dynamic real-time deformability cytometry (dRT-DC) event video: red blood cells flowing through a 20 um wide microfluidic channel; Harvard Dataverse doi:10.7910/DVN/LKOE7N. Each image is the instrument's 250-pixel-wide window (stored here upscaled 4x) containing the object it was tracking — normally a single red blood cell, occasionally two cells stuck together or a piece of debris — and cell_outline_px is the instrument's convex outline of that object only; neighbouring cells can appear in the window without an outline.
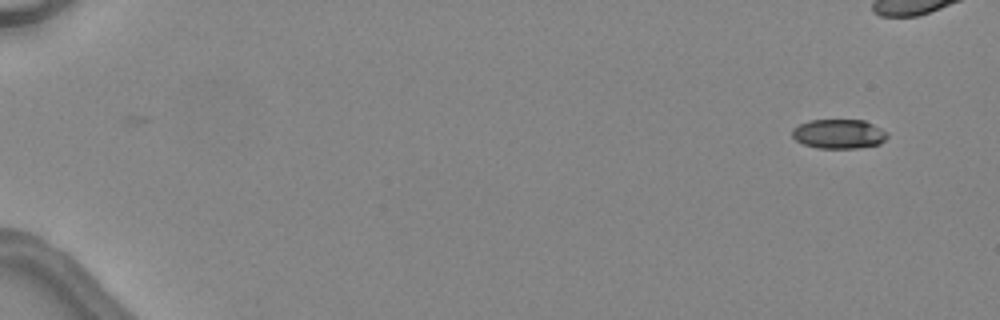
{"species": "common noctule bat (a hibernating species)", "species_latin": "Nyctalus noctula", "temperature_condition": "warm", "stored_images_in_passage": 5, "camera_frame_rate_fps": 3000, "um_per_image_px": 0.085, "animal": {"sex": "female", "body_mass_g": 24.6, "forearm_length_mm": 56.2}, "frame": {"image": 1, "passage_image": 1, "time_ms": 0.0, "image_size_px": [1000, 320], "cell_outline_px": [[888, 136], [880, 144], [856, 148], [816, 148], [804, 144], [796, 140], [792, 136], [792, 128], [808, 120], [864, 120], [888, 132]], "centroid_in_image_um": [71.29, 11.38], "position_along_channel_um": 13.7, "area_um2": 16.3}}
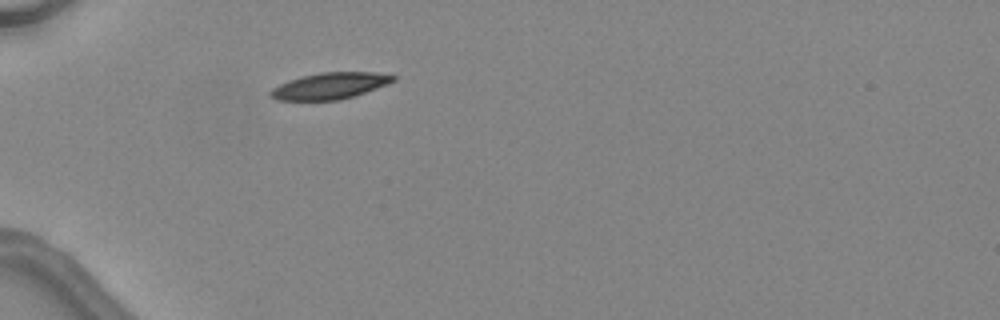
{"frame": {"image": 2, "passage_image": 5, "time_ms": 5.667, "image_size_px": [1000, 320], "cell_outline_px": [[396, 80], [388, 84], [340, 100], [276, 100], [268, 96], [268, 92], [272, 88], [288, 80], [300, 76], [320, 72], [372, 72], [396, 76]], "centroid_in_image_um": [27.98, 7.29], "position_along_channel_um": 57.0, "area_um2": 18.9}}